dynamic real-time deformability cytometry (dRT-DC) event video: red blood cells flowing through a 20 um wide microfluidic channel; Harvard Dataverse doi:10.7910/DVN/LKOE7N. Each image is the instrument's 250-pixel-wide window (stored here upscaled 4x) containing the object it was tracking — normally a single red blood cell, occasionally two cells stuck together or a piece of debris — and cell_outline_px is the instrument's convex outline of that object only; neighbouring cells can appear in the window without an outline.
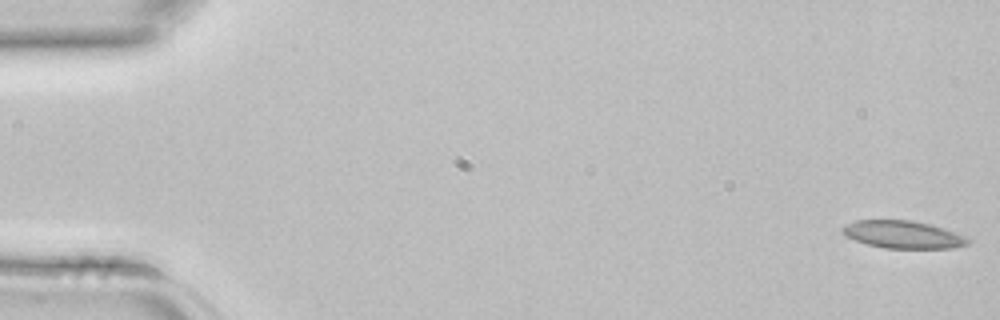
{"species": "common noctule bat (a hibernating species)", "species_latin": "Nyctalus noctula", "temperature_condition": "room temperature", "stored_images_in_passage": 4, "camera_frame_rate_fps": 3000, "um_per_image_px": 0.085, "animal": {"sex": "female", "body_mass_g": 22.7, "forearm_length_mm": 54.2}, "frame": {"image": 1, "passage_image": 1, "time_ms": 0.0, "image_size_px": [1000, 320], "cell_outline_px": [[972, 240], [968, 244], [952, 248], [884, 248], [868, 244], [856, 240], [848, 236], [840, 228], [856, 220], [912, 220], [932, 224], [968, 236]], "centroid_in_image_um": [76.85, 19.93], "position_along_channel_um": 8.2, "area_um2": 20.17}}
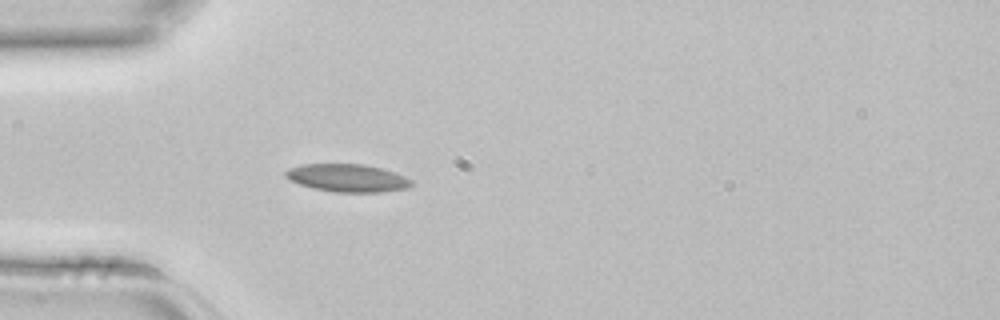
{"frame": {"image": 2, "passage_image": 4, "time_ms": 1.0, "image_size_px": [1000, 320], "cell_outline_px": [[412, 184], [408, 188], [380, 192], [336, 192], [312, 188], [300, 184], [284, 176], [284, 172], [288, 168], [304, 164], [364, 164], [380, 168], [404, 176], [412, 180]], "centroid_in_image_um": [29.51, 15.13], "position_along_channel_um": 55.5, "area_um2": 20.23}}